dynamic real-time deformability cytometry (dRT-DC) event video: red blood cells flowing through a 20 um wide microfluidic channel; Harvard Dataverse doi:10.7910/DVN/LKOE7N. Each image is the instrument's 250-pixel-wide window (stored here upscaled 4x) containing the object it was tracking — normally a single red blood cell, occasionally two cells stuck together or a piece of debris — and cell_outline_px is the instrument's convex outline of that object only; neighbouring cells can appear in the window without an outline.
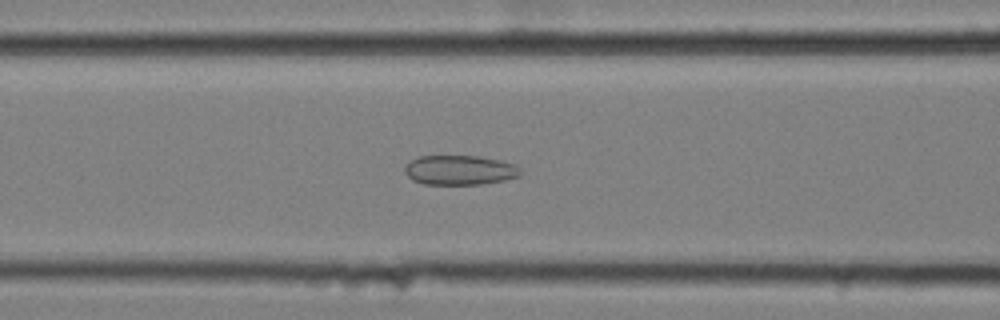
{"species": "common noctule bat (a hibernating species)", "species_latin": "Nyctalus noctula", "temperature_condition": "cold", "stored_images_in_passage": 53, "camera_frame_rate_fps": 3000, "um_per_image_px": 0.085, "animal": {"sex": "female", "body_mass_g": 25.1}, "frame": {"image": 1, "passage_image": 19, "time_ms": 6.0, "image_size_px": [1000, 320], "cell_outline_px": [[520, 176], [504, 180], [480, 184], [424, 184], [412, 180], [404, 172], [404, 168], [412, 160], [420, 156], [480, 156], [500, 160], [516, 164], [520, 168]], "centroid_in_image_um": [39.1, 14.45], "position_along_channel_um": 127.5, "area_um2": 19.94}}
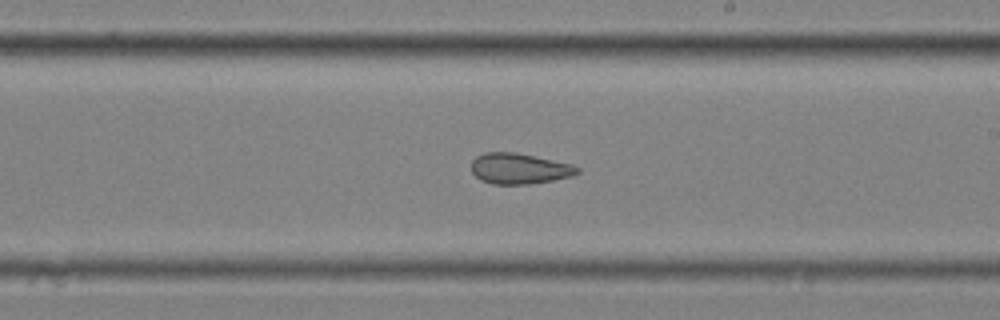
{"frame": {"image": 2, "passage_image": 29, "time_ms": 9.333, "image_size_px": [1000, 320], "cell_outline_px": [[580, 172], [572, 176], [552, 180], [528, 184], [492, 184], [480, 180], [472, 172], [472, 160], [476, 156], [484, 152], [516, 152], [572, 164], [580, 168]], "centroid_in_image_um": [44.13, 14.32], "position_along_channel_um": 244.9, "area_um2": 19.02}}
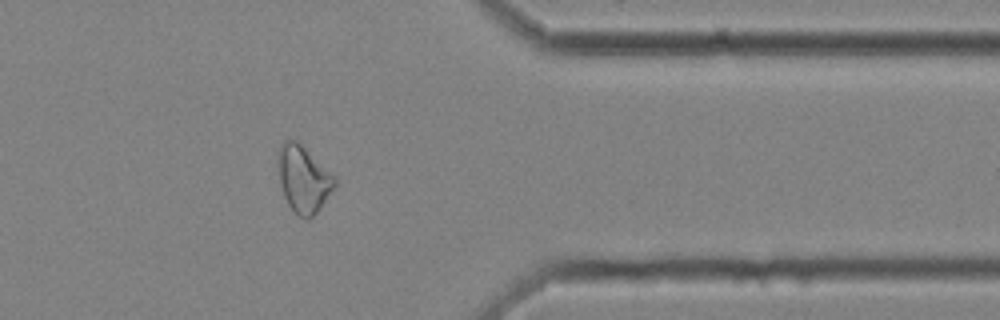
{"frame": {"image": 3, "passage_image": 42, "time_ms": 13.667, "image_size_px": [1000, 320], "cell_outline_px": [[336, 188], [320, 208], [308, 220], [300, 216], [288, 204], [284, 196], [280, 184], [276, 160], [276, 156], [280, 144], [284, 140], [296, 140], [336, 176]], "centroid_in_image_um": [25.79, 15.2], "position_along_channel_um": 385.6, "area_um2": 22.25}, "authors_computed_cell_mechanics": {"area_um2": 22.542, "velocity_mm_per_s": 3.5304, "shape_relaxation_time_tau1_ms": null, "shape_relaxation_time_tau2_ms": 2.3826, "deformation_change_tau1": null, "deformation_change_tau2": 0.0975}}